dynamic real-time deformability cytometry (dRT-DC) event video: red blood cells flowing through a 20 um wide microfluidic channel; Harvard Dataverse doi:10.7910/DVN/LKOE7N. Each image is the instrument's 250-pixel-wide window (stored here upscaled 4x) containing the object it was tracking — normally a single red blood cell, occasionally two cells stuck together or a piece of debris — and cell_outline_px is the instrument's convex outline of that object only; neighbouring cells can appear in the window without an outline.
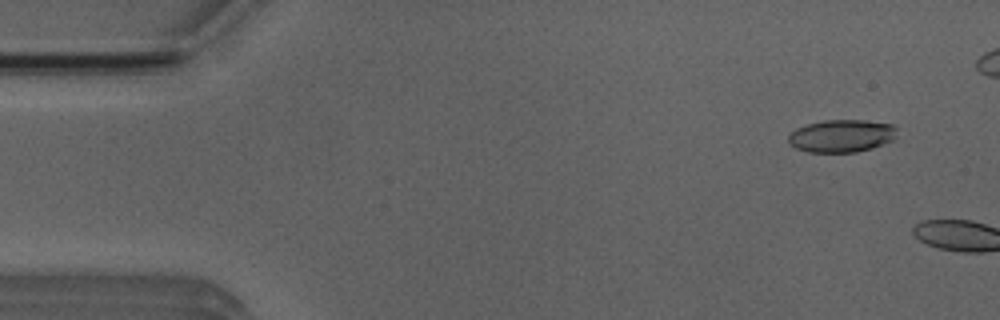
{"species": "Egyptian fruit bat (a non-hibernating species)", "species_latin": "Rousettus aegyptiacus", "temperature_condition": "room temperature", "stored_images_in_passage": 6, "camera_frame_rate_fps": 3000, "um_per_image_px": 0.085, "animal": {"sex": "male"}, "frame": {"image": 1, "passage_image": 4, "time_ms": 1.0, "image_size_px": [1000, 320], "cell_outline_px": [[896, 136], [892, 140], [884, 144], [872, 148], [856, 152], [808, 152], [796, 148], [788, 144], [788, 136], [796, 128], [808, 124], [824, 120], [864, 120], [892, 124], [896, 128]], "centroid_in_image_um": [71.53, 11.55], "position_along_channel_um": 13.5, "area_um2": 20.69}}